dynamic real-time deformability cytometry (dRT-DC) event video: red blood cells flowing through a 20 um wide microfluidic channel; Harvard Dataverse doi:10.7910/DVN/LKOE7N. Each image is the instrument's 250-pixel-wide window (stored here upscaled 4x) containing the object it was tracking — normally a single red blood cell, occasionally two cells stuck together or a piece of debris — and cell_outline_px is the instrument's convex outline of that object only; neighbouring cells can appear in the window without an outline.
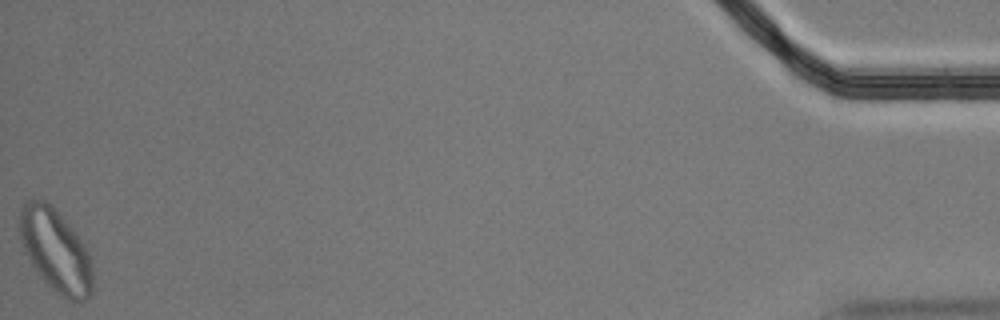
{"species": "Egyptian fruit bat (a non-hibernating species)", "species_latin": "Rousettus aegyptiacus", "temperature_condition": "cold", "stored_images_in_passage": 58, "segment_of_instrument_passage": [2, 2], "camera_frame_rate_fps": 3000, "um_per_image_px": 0.085, "animal": {"sex": "male"}, "frame": {"image": 1, "passage_image": 58, "time_ms": 19.0, "image_size_px": [1000, 320], "cell_outline_px": [[92, 296], [88, 300], [72, 304], [56, 292], [36, 272], [28, 260], [24, 252], [20, 240], [20, 208], [28, 200], [44, 200], [60, 216], [84, 244], [92, 260]], "centroid_in_image_um": [4.74, 21.39], "position_along_channel_um": 430.5, "area_um2": 35.2}}